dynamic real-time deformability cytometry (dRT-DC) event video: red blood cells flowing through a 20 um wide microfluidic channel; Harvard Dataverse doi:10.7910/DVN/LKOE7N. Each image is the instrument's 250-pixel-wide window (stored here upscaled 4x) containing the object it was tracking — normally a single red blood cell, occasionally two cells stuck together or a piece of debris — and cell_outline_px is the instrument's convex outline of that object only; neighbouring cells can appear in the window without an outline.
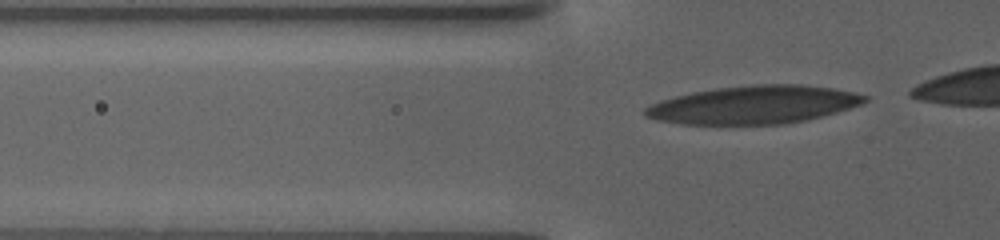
{"species": "human", "species_latin": "Homo sapiens", "temperature_condition": "warm", "stored_images_in_passage": 75, "camera_frame_rate_fps": 3000, "um_per_image_px": 0.085, "donor": {"sex": "female"}, "frame": {"image": 1, "passage_image": 3, "time_ms": 0.667, "image_size_px": [1000, 240], "cell_outline_px": [[868, 100], [860, 104], [836, 112], [804, 120], [784, 124], [680, 124], [656, 120], [644, 116], [644, 108], [660, 100], [692, 92], [716, 88], [752, 84], [800, 84], [832, 88], [852, 92], [868, 96]], "centroid_in_image_um": [64.03, 8.9], "position_along_channel_um": 61.8, "area_um2": 48.55}}
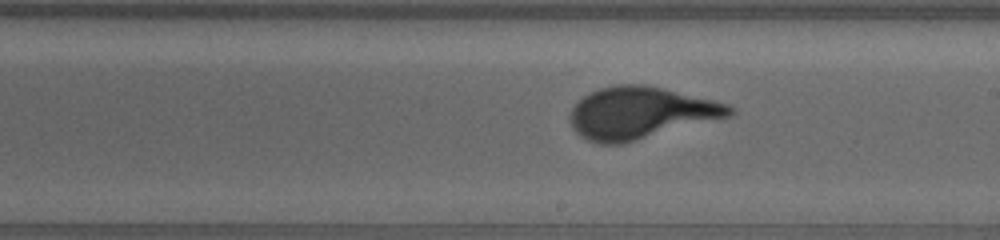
{"frame": {"image": 2, "passage_image": 38, "time_ms": 12.333, "image_size_px": [1000, 240], "cell_outline_px": [[736, 112], [732, 116], [624, 144], [600, 144], [588, 140], [580, 136], [572, 128], [568, 120], [568, 116], [572, 108], [588, 92], [600, 88], [616, 84], [644, 84], [712, 100], [728, 104], [736, 108]], "centroid_in_image_um": [54.43, 9.61], "position_along_channel_um": 234.6, "area_um2": 48.55}}
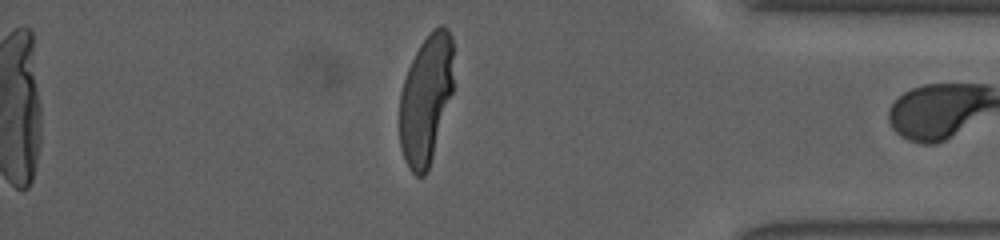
{"frame": {"image": 3, "passage_image": 74, "time_ms": 24.333, "image_size_px": [1000, 240], "cell_outline_px": [[452, 92], [428, 172], [424, 176], [416, 176], [408, 168], [404, 160], [400, 148], [400, 92], [408, 68], [420, 44], [432, 28], [440, 24], [444, 24], [448, 28], [452, 36]], "centroid_in_image_um": [36.19, 8.43], "position_along_channel_um": 399.0, "area_um2": 40.75}}